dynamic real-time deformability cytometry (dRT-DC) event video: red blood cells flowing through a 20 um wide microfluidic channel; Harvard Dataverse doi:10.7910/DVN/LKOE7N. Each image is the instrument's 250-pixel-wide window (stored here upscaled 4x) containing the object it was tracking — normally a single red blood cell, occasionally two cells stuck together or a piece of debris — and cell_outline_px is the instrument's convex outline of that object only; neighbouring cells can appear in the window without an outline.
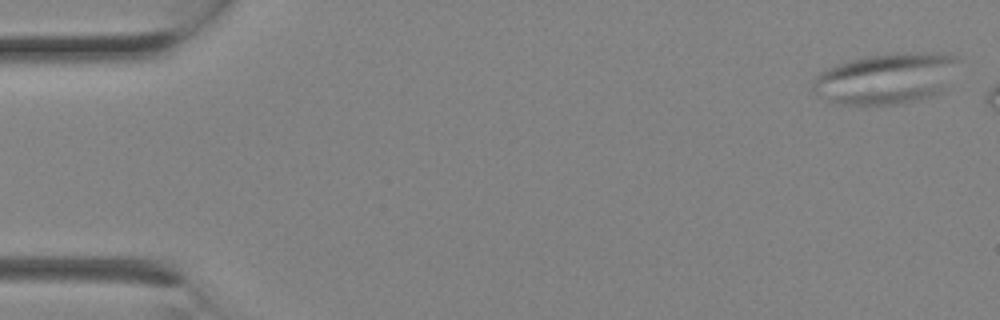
{"species": "Egyptian fruit bat (a non-hibernating species)", "species_latin": "Rousettus aegyptiacus", "temperature_condition": "room temperature", "stored_images_in_passage": 4, "segment_of_instrument_passage": [1, 2], "camera_frame_rate_fps": 3000, "um_per_image_px": 0.085, "animal": {"sex": "female"}, "frame": {"image": 1, "passage_image": 1, "time_ms": 0.0, "image_size_px": [1000, 320], "cell_outline_px": [[964, 60], [948, 88], [944, 92], [936, 96], [904, 104], [840, 104], [824, 100], [812, 92], [812, 80], [820, 72], [836, 64], [868, 56], [896, 52], [932, 52], [956, 56]], "centroid_in_image_um": [75.44, 6.67], "position_along_channel_um": 9.6, "area_um2": 44.62}}